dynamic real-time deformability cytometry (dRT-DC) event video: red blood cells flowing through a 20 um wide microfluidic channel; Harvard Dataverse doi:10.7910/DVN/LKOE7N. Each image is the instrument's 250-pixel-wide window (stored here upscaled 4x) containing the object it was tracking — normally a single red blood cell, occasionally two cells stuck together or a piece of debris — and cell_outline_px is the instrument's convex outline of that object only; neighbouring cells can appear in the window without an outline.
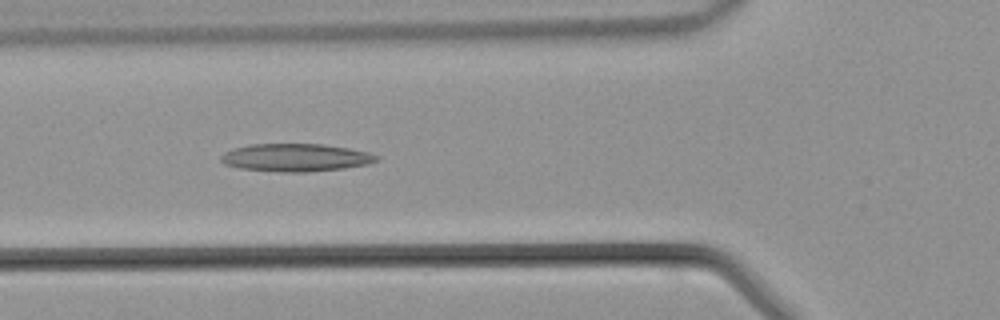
{"species": "common noctule bat (a hibernating species)", "species_latin": "Nyctalus noctula", "temperature_condition": "warm", "stored_images_in_passage": 39, "camera_frame_rate_fps": 3000, "um_per_image_px": 0.085, "animal": {"sex": "male", "body_mass_g": 21.5, "forearm_length_mm": 52.0}, "frame": {"image": 1, "passage_image": 14, "time_ms": 4.333, "image_size_px": [1000, 320], "cell_outline_px": [[380, 160], [368, 164], [344, 168], [308, 172], [284, 172], [240, 168], [224, 164], [220, 160], [220, 156], [224, 152], [232, 148], [248, 144], [324, 144], [348, 148], [368, 152], [380, 156]], "centroid_in_image_um": [25.13, 13.39], "position_along_channel_um": 100.7, "area_um2": 25.37}}
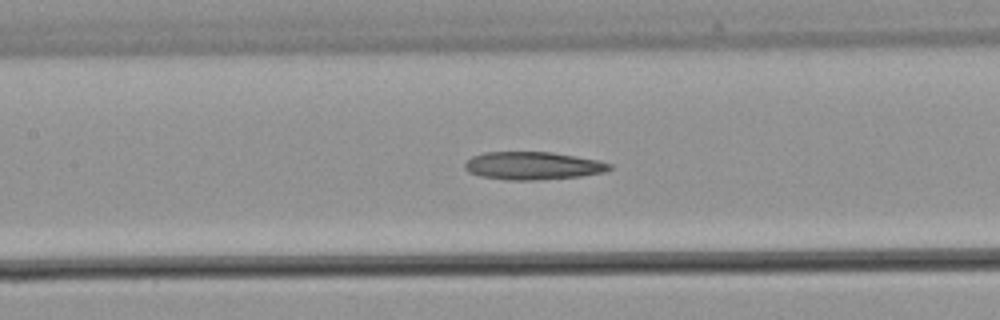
{"frame": {"image": 2, "passage_image": 18, "time_ms": 5.667, "image_size_px": [1000, 320], "cell_outline_px": [[612, 168], [604, 172], [580, 176], [536, 180], [508, 180], [480, 176], [468, 172], [464, 168], [464, 164], [472, 156], [484, 152], [552, 152], [576, 156], [596, 160], [612, 164]], "centroid_in_image_um": [45.27, 14.08], "position_along_channel_um": 162.1, "area_um2": 23.47}}
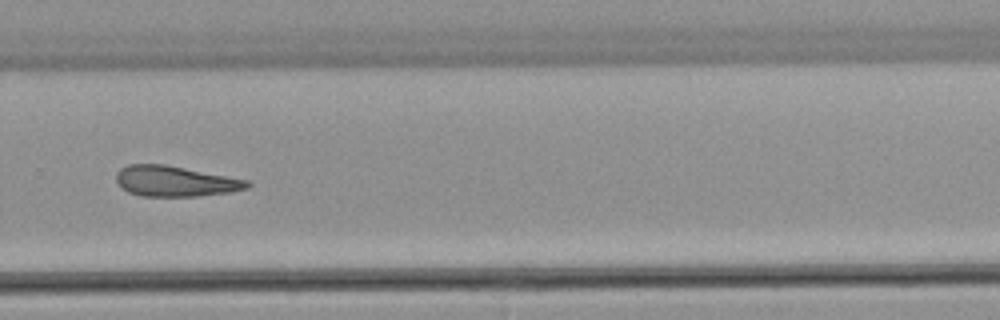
{"frame": {"image": 3, "passage_image": 28, "time_ms": 9.0, "image_size_px": [1000, 320], "cell_outline_px": [[252, 184], [248, 188], [228, 192], [196, 196], [140, 196], [128, 192], [120, 188], [116, 180], [116, 172], [120, 168], [128, 164], [164, 164], [248, 180]], "centroid_in_image_um": [14.84, 15.4], "position_along_channel_um": 315.0, "area_um2": 23.29}}